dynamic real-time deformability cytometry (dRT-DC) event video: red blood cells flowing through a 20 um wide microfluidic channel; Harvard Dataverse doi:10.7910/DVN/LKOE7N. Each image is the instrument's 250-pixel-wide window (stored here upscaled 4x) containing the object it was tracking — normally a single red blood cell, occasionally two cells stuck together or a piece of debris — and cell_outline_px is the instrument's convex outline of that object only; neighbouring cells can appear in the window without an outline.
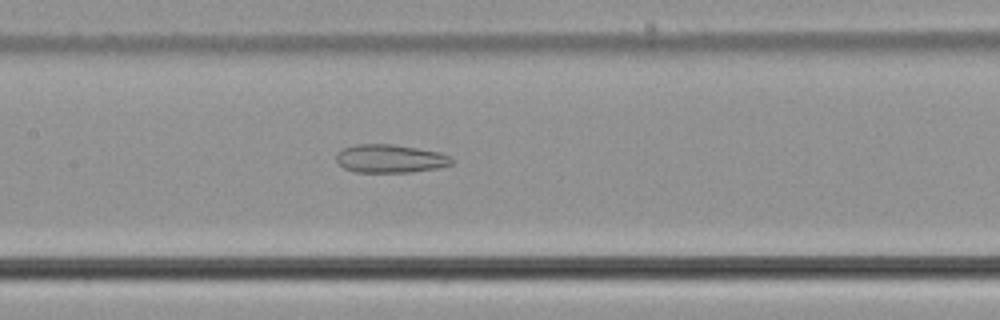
{"species": "common noctule bat (a hibernating species)", "species_latin": "Nyctalus noctula", "temperature_condition": "cold", "stored_images_in_passage": 40, "camera_frame_rate_fps": 3000, "um_per_image_px": 0.085, "animal": {"sex": "male", "body_mass_g": 21.5, "forearm_length_mm": 52.0}, "frame": {"image": 1, "passage_image": 12, "time_ms": 3.667, "image_size_px": [1000, 320], "cell_outline_px": [[456, 160], [452, 164], [440, 168], [412, 172], [356, 172], [344, 168], [336, 164], [336, 152], [344, 148], [356, 144], [392, 144], [440, 152]], "centroid_in_image_um": [33.16, 13.49], "position_along_channel_um": 174.2, "area_um2": 19.25}}
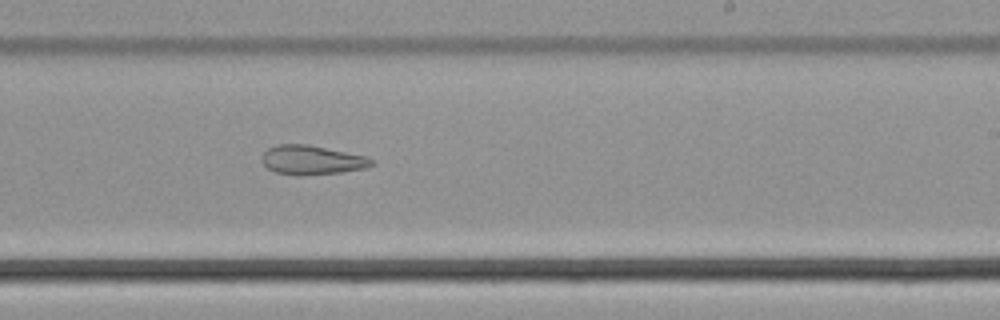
{"frame": {"image": 2, "passage_image": 19, "time_ms": 6.0, "image_size_px": [1000, 320], "cell_outline_px": [[376, 164], [368, 168], [340, 172], [300, 176], [296, 176], [276, 172], [268, 168], [264, 164], [264, 152], [268, 148], [276, 144], [308, 144], [364, 156], [376, 160]], "centroid_in_image_um": [26.56, 13.61], "position_along_channel_um": 262.4, "area_um2": 18.67}}
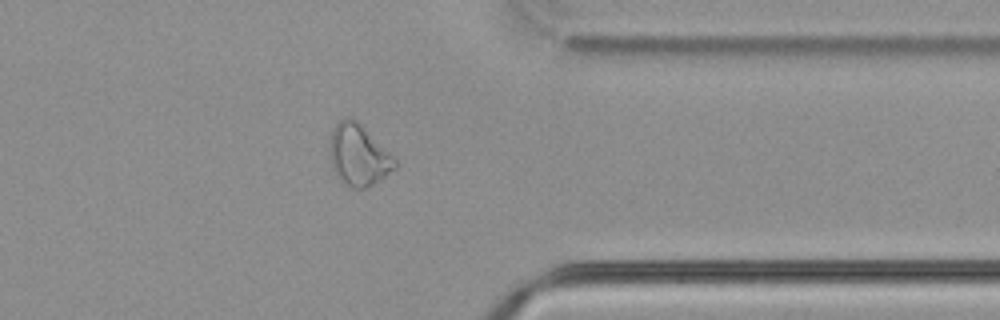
{"frame": {"image": 3, "passage_image": 29, "time_ms": 9.333, "image_size_px": [1000, 320], "cell_outline_px": [[400, 164], [396, 168], [380, 180], [364, 188], [352, 188], [340, 180], [336, 176], [332, 168], [328, 148], [332, 128], [340, 120], [348, 116], [352, 116]], "centroid_in_image_um": [30.43, 13.18], "position_along_channel_um": 381.0, "area_um2": 23.24}, "authors_computed_cell_mechanics": {"area_um2": 22.1663, "velocity_mm_per_s": 3.7952, "shape_relaxation_time_tau1_ms": null, "shape_relaxation_time_tau2_ms": 4.1196, "deformation_change_tau1": null, "deformation_change_tau2": 0.1267}}